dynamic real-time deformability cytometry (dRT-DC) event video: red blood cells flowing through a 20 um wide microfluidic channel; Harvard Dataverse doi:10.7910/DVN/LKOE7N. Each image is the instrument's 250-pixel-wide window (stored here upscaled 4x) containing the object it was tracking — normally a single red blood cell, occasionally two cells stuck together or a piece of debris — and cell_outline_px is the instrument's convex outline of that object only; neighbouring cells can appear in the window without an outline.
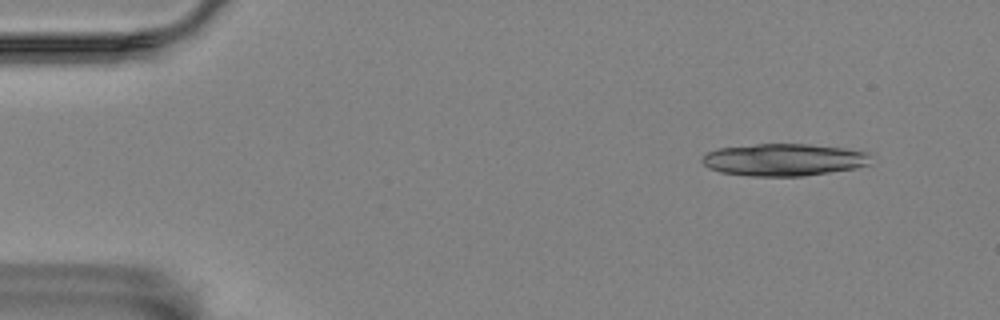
{"species": "Egyptian fruit bat (a non-hibernating species)", "species_latin": "Rousettus aegyptiacus", "temperature_condition": "room temperature", "stored_images_in_passage": 12, "camera_frame_rate_fps": 3000, "um_per_image_px": 0.085, "animal": {"sex": "female"}, "frame": {"image": 1, "passage_image": 1, "time_ms": 0.0, "image_size_px": [1000, 320], "cell_outline_px": [[868, 164], [856, 168], [804, 176], [748, 176], [720, 172], [708, 168], [700, 160], [708, 152], [716, 148], [756, 144], [808, 144], [844, 148], [864, 152], [868, 156]], "centroid_in_image_um": [66.55, 13.58], "position_along_channel_um": 18.4, "area_um2": 31.56}}
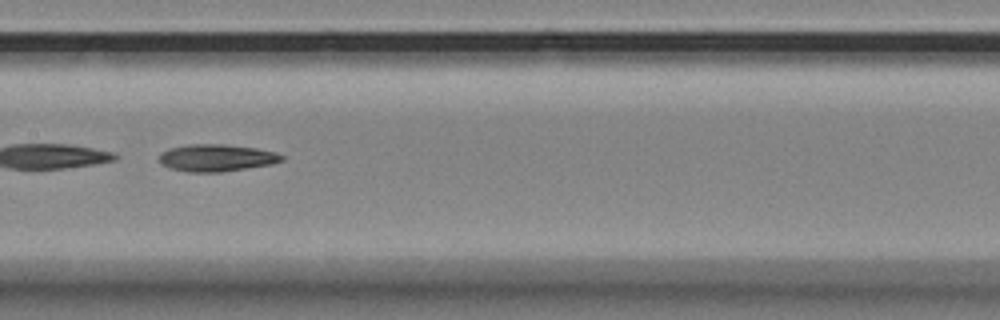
{"frame": {"image": 2, "passage_image": 7, "time_ms": 7.667, "image_size_px": [1000, 320], "cell_outline_px": [[284, 160], [272, 164], [220, 172], [188, 172], [172, 168], [164, 164], [160, 160], [160, 152], [172, 148], [188, 144], [220, 144], [256, 148], [276, 152], [284, 156]], "centroid_in_image_um": [18.44, 13.41], "position_along_channel_um": 189.0, "area_um2": 19.13}}
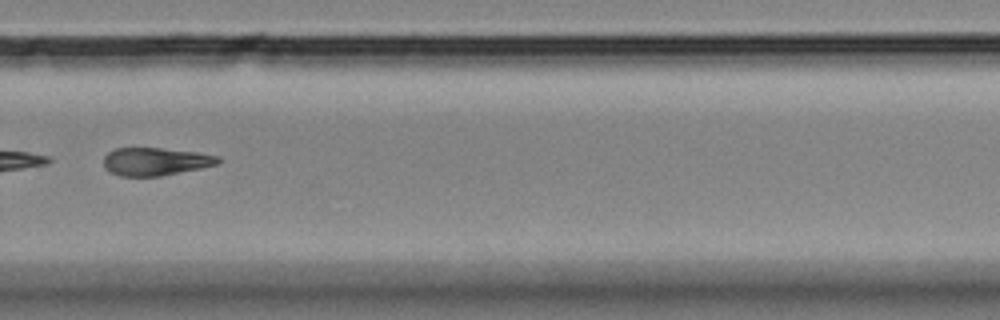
{"frame": {"image": 3, "passage_image": 10, "time_ms": 11.333, "image_size_px": [1000, 320], "cell_outline_px": [[220, 160], [216, 164], [200, 168], [160, 176], [120, 176], [108, 172], [104, 168], [104, 156], [108, 152], [116, 148], [160, 148], [196, 152], [220, 156]], "centroid_in_image_um": [13.17, 13.73], "position_along_channel_um": 316.6, "area_um2": 18.55}, "authors_computed_cell_mechanics": {"area_um2": 19.5942, "velocity_mm_per_s": 3.5016, "shape_relaxation_time_tau1_ms": null, "shape_relaxation_time_tau2_ms": 6.3222, "deformation_change_tau1": null, "deformation_change_tau2": 0.1791}}